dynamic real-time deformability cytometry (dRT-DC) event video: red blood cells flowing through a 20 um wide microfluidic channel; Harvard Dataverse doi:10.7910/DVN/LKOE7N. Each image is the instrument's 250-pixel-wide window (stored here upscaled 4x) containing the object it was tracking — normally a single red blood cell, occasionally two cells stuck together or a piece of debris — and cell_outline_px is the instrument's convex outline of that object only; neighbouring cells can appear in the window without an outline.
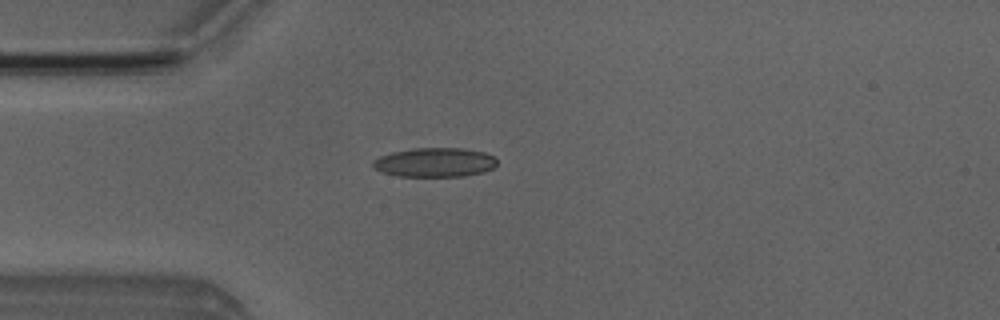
{"species": "Egyptian fruit bat (a non-hibernating species)", "species_latin": "Rousettus aegyptiacus", "temperature_condition": "room temperature", "stored_images_in_passage": 5, "camera_frame_rate_fps": 3000, "um_per_image_px": 0.085, "animal": {"sex": "male"}, "frame": {"image": 1, "passage_image": 4, "time_ms": 3.667, "image_size_px": [1000, 320], "cell_outline_px": [[496, 164], [492, 168], [484, 172], [464, 176], [400, 176], [380, 172], [372, 168], [372, 160], [380, 156], [392, 152], [412, 148], [464, 148], [484, 152], [496, 156]], "centroid_in_image_um": [36.94, 13.8], "position_along_channel_um": 48.1, "area_um2": 21.33}}